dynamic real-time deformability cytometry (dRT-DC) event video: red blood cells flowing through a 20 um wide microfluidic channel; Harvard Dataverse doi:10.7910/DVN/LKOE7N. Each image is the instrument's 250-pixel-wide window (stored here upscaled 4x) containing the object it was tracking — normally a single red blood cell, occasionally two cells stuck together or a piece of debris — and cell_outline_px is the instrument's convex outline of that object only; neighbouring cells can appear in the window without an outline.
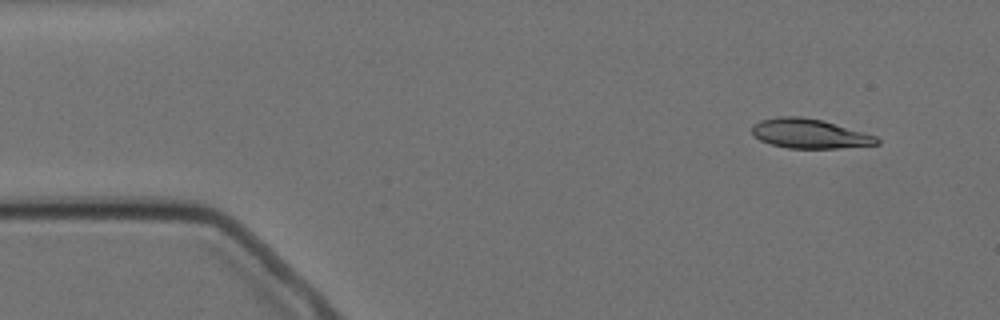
{"species": "Egyptian fruit bat (a non-hibernating species)", "species_latin": "Rousettus aegyptiacus", "temperature_condition": "cold", "stored_images_in_passage": 4, "camera_frame_rate_fps": 3000, "um_per_image_px": 0.085, "animal": {"sex": "female"}, "frame": {"image": 1, "passage_image": 1, "time_ms": 0.0, "image_size_px": [1000, 320], "cell_outline_px": [[880, 144], [840, 148], [788, 148], [772, 144], [760, 140], [752, 132], [752, 124], [760, 120], [776, 116], [800, 116], [820, 120], [876, 136], [880, 140]], "centroid_in_image_um": [68.78, 11.36], "position_along_channel_um": 16.2, "area_um2": 21.21}}
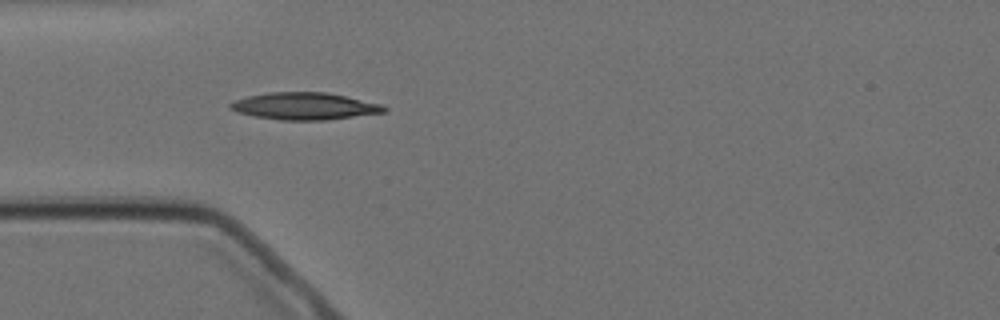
{"frame": {"image": 2, "passage_image": 4, "time_ms": 3.667, "image_size_px": [1000, 320], "cell_outline_px": [[388, 112], [324, 120], [280, 120], [256, 116], [236, 112], [228, 108], [228, 104], [236, 100], [248, 96], [268, 92], [328, 92], [380, 104], [388, 108]], "centroid_in_image_um": [25.88, 9.02], "position_along_channel_um": 59.1, "area_um2": 24.28}}